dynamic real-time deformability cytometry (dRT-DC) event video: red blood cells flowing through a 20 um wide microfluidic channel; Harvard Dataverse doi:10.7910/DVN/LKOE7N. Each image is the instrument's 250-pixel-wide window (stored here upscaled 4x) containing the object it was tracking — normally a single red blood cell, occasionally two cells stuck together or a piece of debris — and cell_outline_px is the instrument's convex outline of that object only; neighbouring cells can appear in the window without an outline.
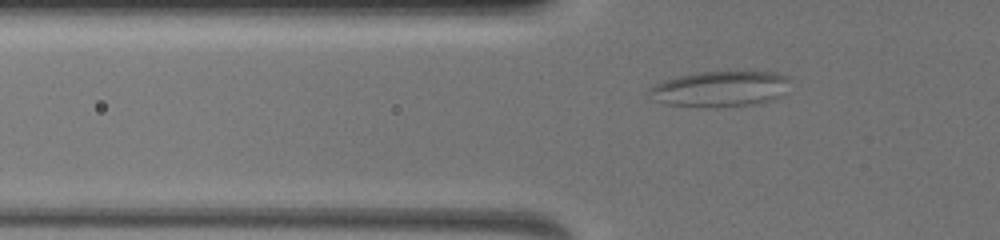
{"species": "common noctule bat (a hibernating species)", "species_latin": "Nyctalus noctula", "temperature_condition": "warm", "stored_images_in_passage": 43, "camera_frame_rate_fps": 3000, "um_per_image_px": 0.085, "animal": {"sex": "female", "body_mass_g": 19.5, "forearm_length_mm": 54.1}, "frame": {"image": 1, "passage_image": 4, "time_ms": 0.667, "image_size_px": [1000, 240], "cell_outline_px": [[788, 80], [776, 96], [752, 104], [716, 108], [704, 108], [664, 104], [648, 92], [656, 84], [680, 76], [696, 72], [776, 72], [784, 76]], "centroid_in_image_um": [61.12, 7.57], "position_along_channel_um": 64.7, "area_um2": 28.21}}
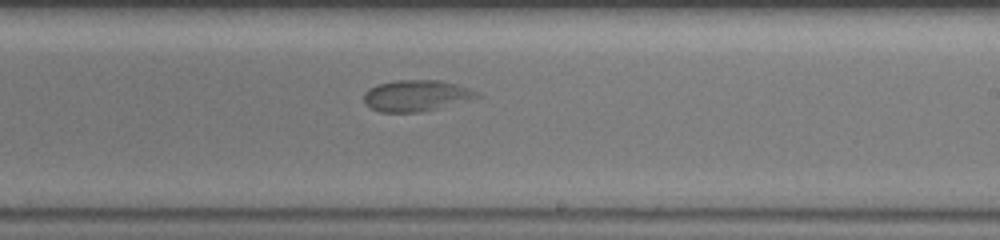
{"frame": {"image": 2, "passage_image": 25, "time_ms": 5.667, "image_size_px": [1000, 240], "cell_outline_px": [[484, 96], [420, 112], [380, 112], [372, 108], [364, 100], [364, 96], [372, 88], [380, 84], [396, 80], [440, 80], [456, 84], [468, 88]], "centroid_in_image_um": [35.42, 8.13], "position_along_channel_um": 253.6, "area_um2": 20.06}}
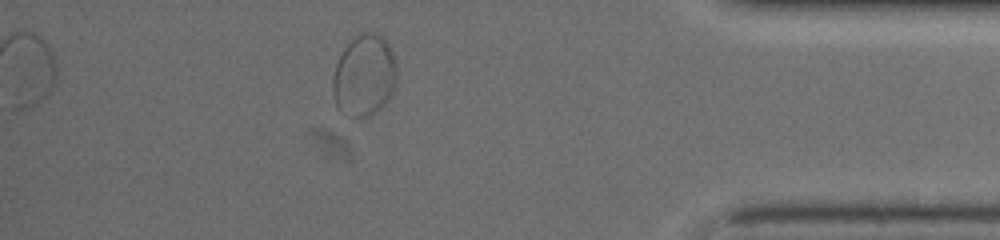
{"frame": {"image": 3, "passage_image": 39, "time_ms": 10.333, "image_size_px": [1000, 240], "cell_outline_px": [[396, 80], [392, 92], [388, 100], [380, 108], [368, 116], [356, 116], [340, 112], [336, 108], [332, 92], [332, 76], [336, 64], [344, 48], [360, 32], [376, 32], [388, 44], [392, 52], [396, 72]], "centroid_in_image_um": [30.93, 6.42], "position_along_channel_um": 404.3, "area_um2": 30.23}}